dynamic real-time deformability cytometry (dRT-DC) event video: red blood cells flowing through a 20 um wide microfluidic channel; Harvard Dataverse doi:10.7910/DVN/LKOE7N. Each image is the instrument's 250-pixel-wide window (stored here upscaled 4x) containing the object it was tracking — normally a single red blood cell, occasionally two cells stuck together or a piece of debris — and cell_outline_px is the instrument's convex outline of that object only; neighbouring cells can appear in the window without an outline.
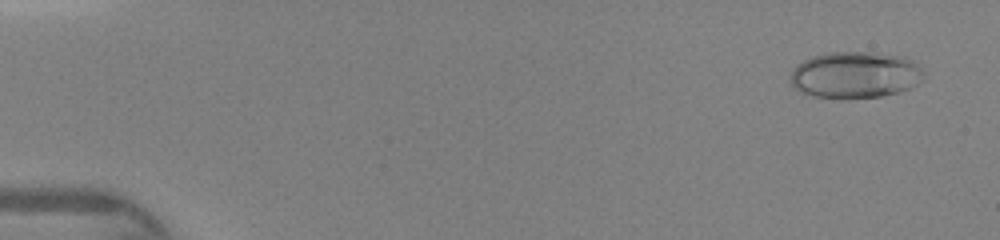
{"species": "human", "species_latin": "Homo sapiens", "temperature_condition": "warm", "stored_images_in_passage": 46, "camera_frame_rate_fps": 3000, "um_per_image_px": 0.085, "donor": {"sex": "female"}, "frame": {"image": 1, "passage_image": 3, "time_ms": 0.667, "image_size_px": [1000, 240], "cell_outline_px": [[924, 80], [912, 88], [900, 92], [880, 96], [816, 96], [800, 92], [792, 88], [788, 76], [792, 68], [796, 64], [812, 56], [828, 52], [872, 52], [908, 56], [924, 72]], "centroid_in_image_um": [72.7, 6.33], "position_along_channel_um": 12.3, "area_um2": 36.36}}
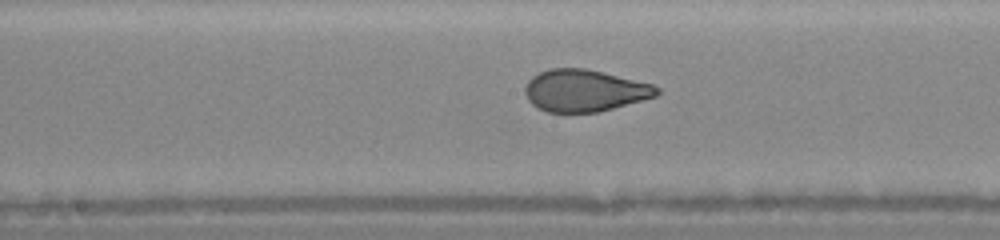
{"frame": {"image": 2, "passage_image": 25, "time_ms": 8.0, "image_size_px": [1000, 240], "cell_outline_px": [[660, 92], [656, 96], [644, 100], [600, 112], [548, 112], [532, 104], [528, 100], [524, 92], [524, 88], [528, 80], [532, 76], [540, 72], [552, 68], [584, 68], [652, 84], [660, 88]], "centroid_in_image_um": [49.69, 7.71], "position_along_channel_um": 198.5, "area_um2": 32.14}}
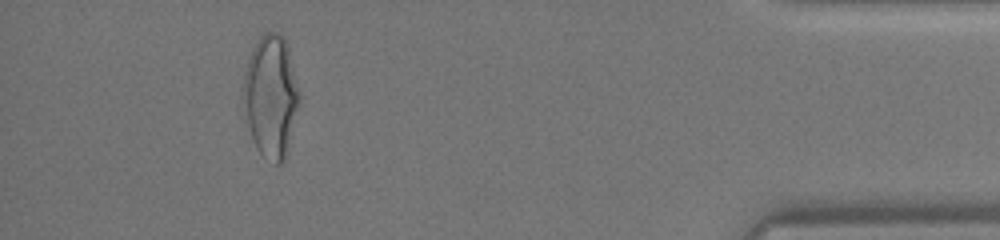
{"frame": {"image": 3, "passage_image": 43, "time_ms": 14.0, "image_size_px": [1000, 240], "cell_outline_px": [[300, 100], [284, 160], [280, 164], [276, 164], [264, 156], [256, 148], [248, 124], [240, 96], [240, 88], [248, 56], [252, 48], [260, 36], [264, 32], [280, 32], [284, 36], [288, 44], [300, 92]], "centroid_in_image_um": [23.0, 8.1], "position_along_channel_um": 412.2, "area_um2": 40.52}}